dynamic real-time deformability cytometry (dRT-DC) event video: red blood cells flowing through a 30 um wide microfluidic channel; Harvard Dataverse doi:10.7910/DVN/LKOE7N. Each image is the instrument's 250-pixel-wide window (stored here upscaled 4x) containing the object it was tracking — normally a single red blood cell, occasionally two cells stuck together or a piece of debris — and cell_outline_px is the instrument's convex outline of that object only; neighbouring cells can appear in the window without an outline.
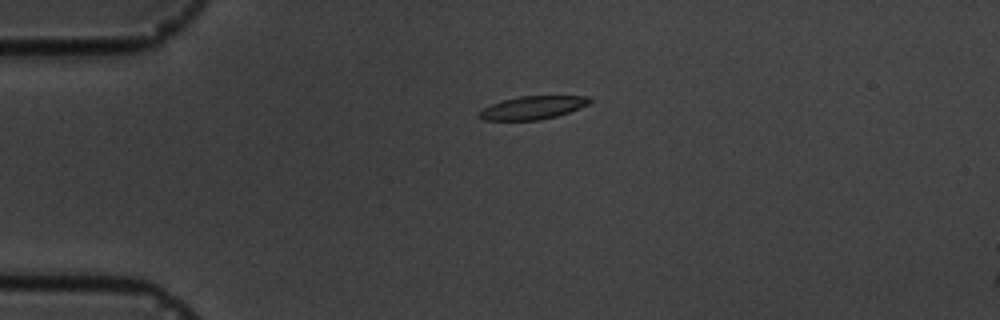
{"species": "common noctule bat (a hibernating species)", "species_latin": "Nyctalus noctula", "temperature_condition": "cold", "stored_images_in_passage": 5, "camera_frame_rate_fps": 3000, "um_per_image_px": 0.085, "animal": {"sex": "male", "body_mass_g": 19.5, "forearm_length_mm": 54.6}, "frame": {"image": 1, "passage_image": 4, "time_ms": 3.333, "image_size_px": [1000, 320], "cell_outline_px": [[592, 100], [588, 104], [580, 108], [556, 116], [540, 120], [484, 120], [480, 116], [480, 112], [484, 108], [492, 104], [504, 100], [520, 96], [592, 96]], "centroid_in_image_um": [45.34, 9.14], "position_along_channel_um": 39.7, "area_um2": 14.68}}